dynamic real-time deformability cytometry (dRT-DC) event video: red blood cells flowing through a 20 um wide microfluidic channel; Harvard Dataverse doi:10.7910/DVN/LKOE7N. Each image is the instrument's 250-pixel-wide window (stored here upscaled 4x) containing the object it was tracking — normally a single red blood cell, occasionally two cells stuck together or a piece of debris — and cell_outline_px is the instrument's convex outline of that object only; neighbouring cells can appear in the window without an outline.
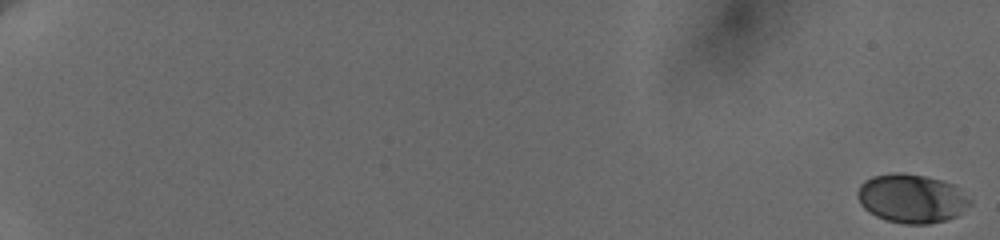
{"species": "human", "species_latin": "Homo sapiens", "temperature_condition": "cold", "stored_images_in_passage": 51, "camera_frame_rate_fps": 3000, "um_per_image_px": 0.085, "donor": {"sex": "female"}, "frame": {"image": 1, "passage_image": 1, "time_ms": 0.0, "image_size_px": [1000, 240], "cell_outline_px": [[972, 204], [956, 216], [944, 220], [928, 224], [904, 224], [884, 220], [868, 212], [860, 204], [856, 196], [856, 192], [860, 184], [864, 180], [872, 176], [892, 172], [904, 172], [924, 176], [956, 184], [972, 200]], "centroid_in_image_um": [77.47, 16.86], "position_along_channel_um": 7.5, "area_um2": 32.54}}
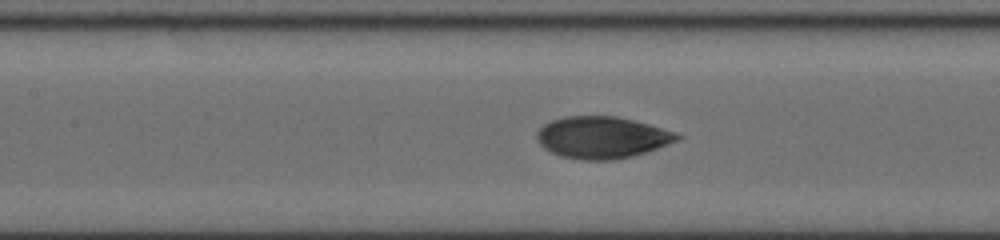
{"frame": {"image": 2, "passage_image": 27, "time_ms": 10.667, "image_size_px": [1000, 240], "cell_outline_px": [[684, 136], [680, 140], [648, 152], [632, 156], [612, 160], [584, 160], [560, 156], [544, 148], [536, 140], [536, 132], [544, 124], [552, 120], [564, 116], [616, 116], [648, 124], [676, 132]], "centroid_in_image_um": [51.19, 11.68], "position_along_channel_um": 156.2, "area_um2": 34.39}}
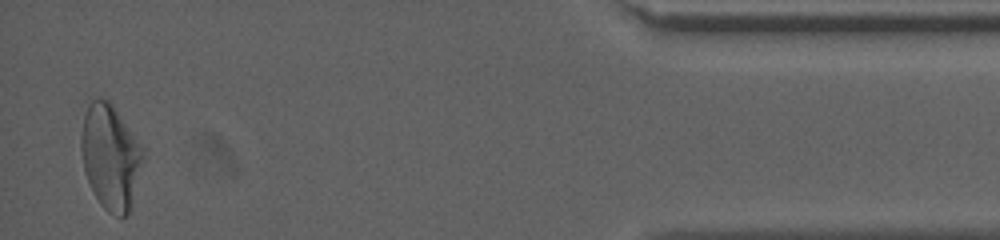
{"frame": {"image": 3, "passage_image": 50, "time_ms": 19.667, "image_size_px": [1000, 240], "cell_outline_px": [[144, 156], [128, 212], [124, 216], [120, 216], [108, 212], [100, 204], [92, 192], [84, 168], [80, 148], [80, 136], [88, 96], [108, 100], [112, 104], [144, 148]], "centroid_in_image_um": [9.35, 13.25], "position_along_channel_um": 425.9, "area_um2": 37.74}, "authors_computed_cell_mechanics": {"area_um2": 33.8708, "velocity_mm_per_s": 3.6497, "shape_relaxation_time_tau1_ms": 4.2451, "shape_relaxation_time_tau2_ms": null, "deformation_change_tau1": 0.1318, "deformation_change_tau2": null}}